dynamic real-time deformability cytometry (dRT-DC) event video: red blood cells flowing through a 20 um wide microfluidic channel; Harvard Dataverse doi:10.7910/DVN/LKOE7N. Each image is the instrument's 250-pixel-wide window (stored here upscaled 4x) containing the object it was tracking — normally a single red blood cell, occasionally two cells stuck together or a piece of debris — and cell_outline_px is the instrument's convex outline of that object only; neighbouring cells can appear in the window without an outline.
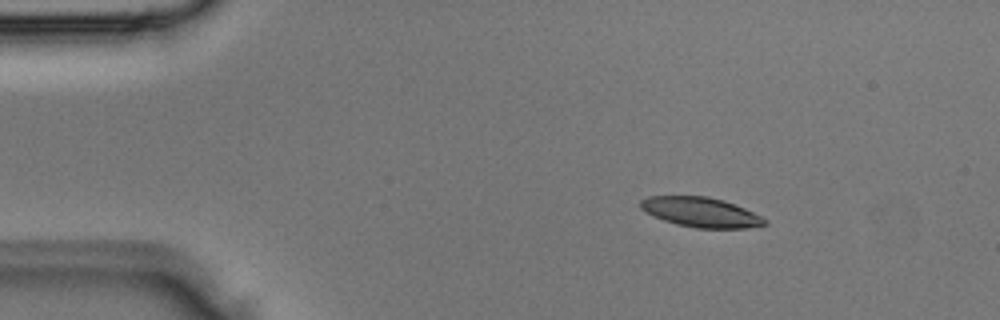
{"species": "Egyptian fruit bat (a non-hibernating species)", "species_latin": "Rousettus aegyptiacus", "temperature_condition": "room temperature", "stored_images_in_passage": 5, "camera_frame_rate_fps": 3000, "um_per_image_px": 0.085, "animal": {"sex": "male"}, "frame": {"image": 1, "passage_image": 5, "time_ms": 1.333, "image_size_px": [1000, 320], "cell_outline_px": [[768, 224], [748, 228], [696, 228], [676, 224], [652, 216], [640, 208], [640, 200], [648, 196], [708, 196], [724, 200], [744, 208], [768, 220]], "centroid_in_image_um": [59.56, 18.04], "position_along_channel_um": 25.4, "area_um2": 21.62}}